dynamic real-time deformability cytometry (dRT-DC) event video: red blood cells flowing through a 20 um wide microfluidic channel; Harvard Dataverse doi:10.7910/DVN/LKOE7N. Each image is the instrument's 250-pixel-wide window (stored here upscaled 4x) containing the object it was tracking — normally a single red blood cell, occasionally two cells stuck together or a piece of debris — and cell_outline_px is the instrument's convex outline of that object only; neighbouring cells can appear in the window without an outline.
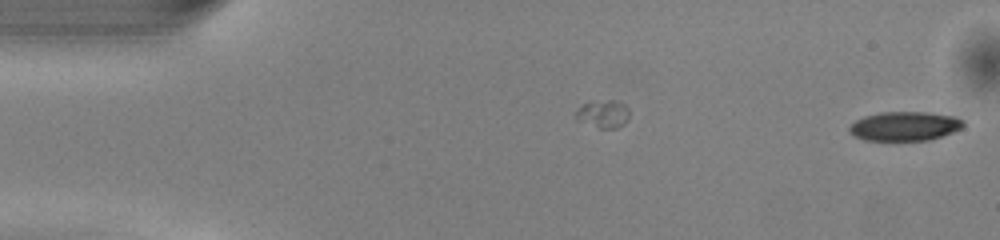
{"species": "common noctule bat (a hibernating species)", "species_latin": "Nyctalus noctula", "temperature_condition": "warm", "stored_images_in_passage": 12, "camera_frame_rate_fps": 3000, "um_per_image_px": 0.085, "animal": {"sex": "male", "body_mass_g": 13.0, "forearm_length_mm": 53.1}, "frame": {"image": 1, "passage_image": 12, "time_ms": 3.667, "image_size_px": [1000, 240], "cell_outline_px": [[964, 124], [960, 128], [952, 132], [928, 140], [864, 140], [852, 136], [848, 132], [848, 128], [856, 120], [864, 116], [880, 112], [924, 112], [956, 116], [964, 120]], "centroid_in_image_um": [76.86, 10.72], "position_along_channel_um": 8.1, "area_um2": 19.36}}